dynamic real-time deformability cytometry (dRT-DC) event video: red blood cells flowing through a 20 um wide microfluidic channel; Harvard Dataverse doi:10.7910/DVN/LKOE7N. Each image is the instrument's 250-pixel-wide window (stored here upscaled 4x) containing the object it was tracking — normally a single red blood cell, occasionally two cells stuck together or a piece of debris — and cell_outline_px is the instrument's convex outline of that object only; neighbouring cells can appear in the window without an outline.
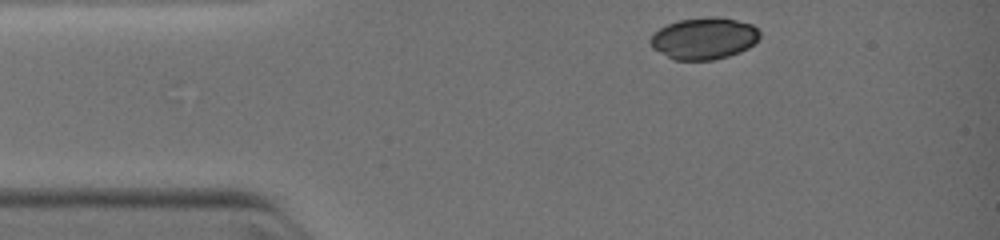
{"species": "common noctule bat (a hibernating species)", "species_latin": "Nyctalus noctula", "temperature_condition": "warm", "stored_images_in_passage": 2, "camera_frame_rate_fps": 3000, "um_per_image_px": 0.085, "animal": {"sex": "female", "body_mass_g": 19.0, "forearm_length_mm": 51.5}, "frame": {"image": 1, "passage_image": 2, "time_ms": 0.333, "image_size_px": [1000, 240], "cell_outline_px": [[760, 36], [748, 48], [740, 52], [728, 56], [712, 60], [672, 60], [652, 48], [648, 40], [660, 28], [668, 24], [680, 20], [712, 16], [720, 16], [752, 24], [760, 32]], "centroid_in_image_um": [59.83, 3.27], "position_along_channel_um": 25.2, "area_um2": 26.65}}